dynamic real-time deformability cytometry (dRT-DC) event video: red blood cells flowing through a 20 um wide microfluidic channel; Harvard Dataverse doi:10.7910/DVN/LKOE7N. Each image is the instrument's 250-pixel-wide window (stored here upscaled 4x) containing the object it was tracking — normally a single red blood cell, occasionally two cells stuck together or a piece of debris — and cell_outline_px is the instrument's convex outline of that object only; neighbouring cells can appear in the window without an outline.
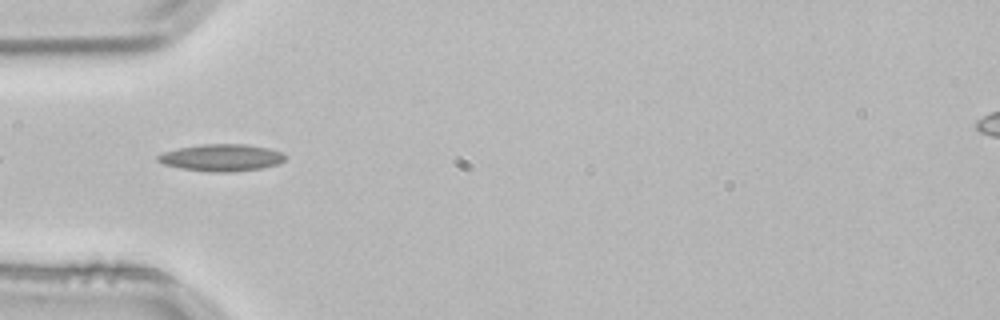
{"species": "common noctule bat (a hibernating species)", "species_latin": "Nyctalus noctula", "temperature_condition": "room temperature", "stored_images_in_passage": 2, "camera_frame_rate_fps": 3000, "um_per_image_px": 0.085, "animal": {"sex": "male", "body_mass_g": 21.5, "forearm_length_mm": 52.0}, "frame": {"image": 1, "passage_image": 2, "time_ms": 0.333, "image_size_px": [1000, 320], "cell_outline_px": [[284, 160], [280, 164], [260, 168], [232, 172], [208, 172], [180, 168], [164, 164], [156, 160], [156, 156], [164, 152], [176, 148], [204, 144], [248, 144], [268, 148], [284, 152]], "centroid_in_image_um": [18.83, 13.4], "position_along_channel_um": 66.2, "area_um2": 20.17}}